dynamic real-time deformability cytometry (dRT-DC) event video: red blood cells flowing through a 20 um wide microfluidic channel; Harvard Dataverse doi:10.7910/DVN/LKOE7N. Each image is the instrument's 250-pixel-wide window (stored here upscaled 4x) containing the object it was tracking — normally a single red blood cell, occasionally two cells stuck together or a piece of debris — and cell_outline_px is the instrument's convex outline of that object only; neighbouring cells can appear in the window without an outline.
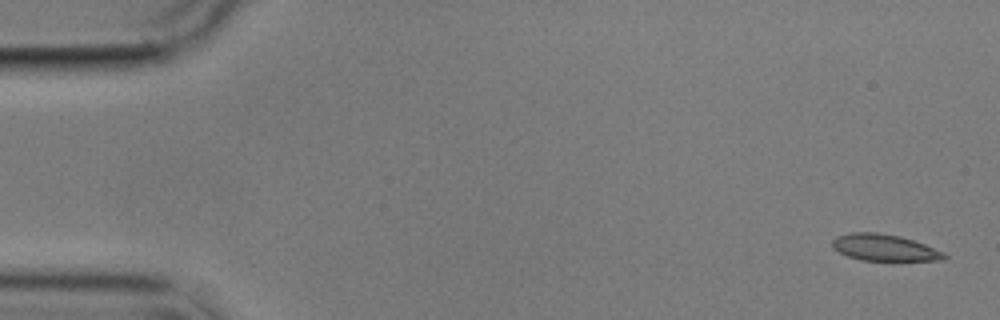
{"species": "common noctule bat (a hibernating species)", "species_latin": "Nyctalus noctula", "temperature_condition": "cold", "stored_images_in_passage": 6, "segment_of_instrument_passage": [1, 2], "camera_frame_rate_fps": 3000, "um_per_image_px": 0.085, "animal": {"sex": "male", "body_mass_g": 17.9}, "frame": {"image": 1, "passage_image": 1, "time_ms": 0.0, "image_size_px": [1000, 320], "cell_outline_px": [[948, 256], [944, 260], [860, 260], [848, 256], [832, 248], [832, 240], [836, 236], [852, 232], [876, 232], [900, 236], [924, 244], [944, 252]], "centroid_in_image_um": [75.15, 21.04], "position_along_channel_um": 9.9, "area_um2": 17.22}}
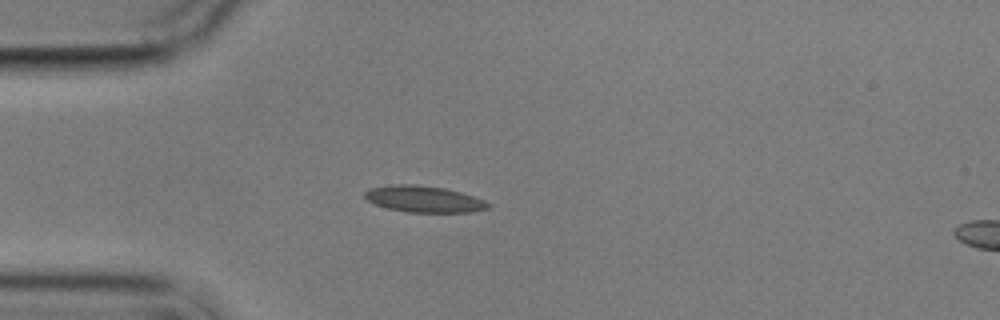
{"frame": {"image": 2, "passage_image": 5, "time_ms": 4.333, "image_size_px": [1000, 320], "cell_outline_px": [[492, 204], [488, 208], [472, 212], [408, 212], [388, 208], [376, 204], [368, 200], [364, 196], [364, 192], [368, 188], [396, 184], [412, 184], [444, 188], [460, 192], [484, 200]], "centroid_in_image_um": [36.03, 16.92], "position_along_channel_um": 49.0, "area_um2": 18.84}}